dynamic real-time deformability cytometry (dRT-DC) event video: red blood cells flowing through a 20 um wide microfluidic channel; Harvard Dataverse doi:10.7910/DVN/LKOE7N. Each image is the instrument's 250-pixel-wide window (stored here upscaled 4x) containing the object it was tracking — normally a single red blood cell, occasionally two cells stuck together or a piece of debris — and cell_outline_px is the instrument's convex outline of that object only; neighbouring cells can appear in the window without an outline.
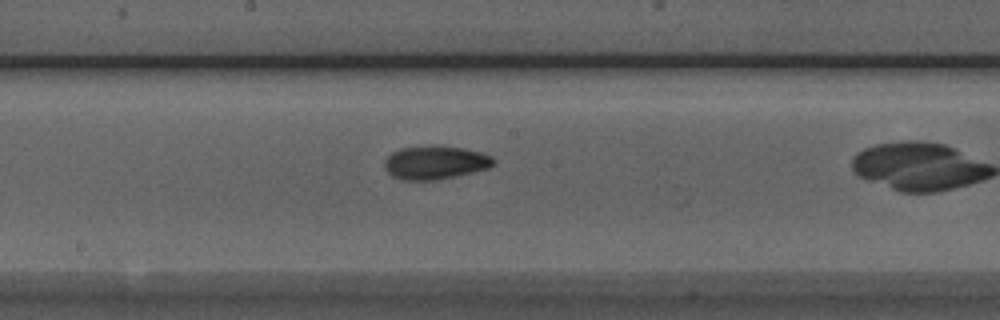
{"species": "Egyptian fruit bat (a non-hibernating species)", "species_latin": "Rousettus aegyptiacus", "temperature_condition": "room temperature", "stored_images_in_passage": 24, "camera_frame_rate_fps": 3000, "um_per_image_px": 0.085, "animal": {"sex": "male"}, "frame": {"image": 1, "passage_image": 11, "time_ms": 3.333, "image_size_px": [1000, 320], "cell_outline_px": [[496, 160], [488, 168], [472, 172], [436, 180], [400, 180], [392, 176], [384, 168], [384, 160], [392, 152], [400, 148], [436, 144], [464, 148], [484, 152], [492, 156]], "centroid_in_image_um": [36.98, 13.79], "position_along_channel_um": 211.2, "area_um2": 21.62}}
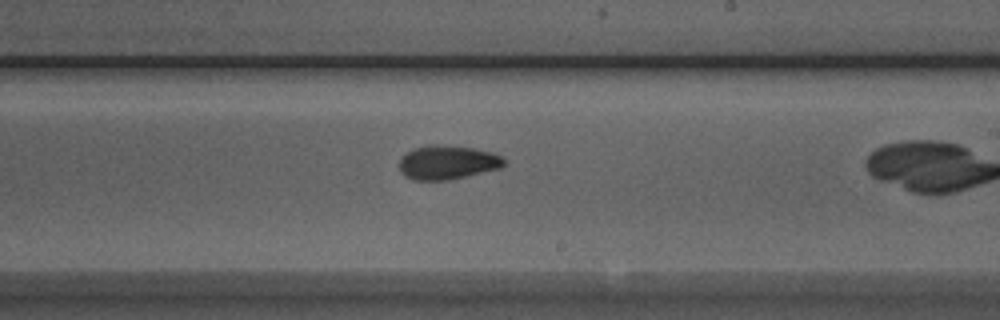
{"frame": {"image": 2, "passage_image": 14, "time_ms": 4.333, "image_size_px": [1000, 320], "cell_outline_px": [[504, 164], [500, 168], [448, 180], [412, 180], [404, 176], [400, 172], [400, 160], [408, 152], [416, 148], [432, 144], [436, 144], [472, 148], [492, 152], [500, 156], [504, 160]], "centroid_in_image_um": [38.01, 13.81], "position_along_channel_um": 251.0, "area_um2": 20.46}}